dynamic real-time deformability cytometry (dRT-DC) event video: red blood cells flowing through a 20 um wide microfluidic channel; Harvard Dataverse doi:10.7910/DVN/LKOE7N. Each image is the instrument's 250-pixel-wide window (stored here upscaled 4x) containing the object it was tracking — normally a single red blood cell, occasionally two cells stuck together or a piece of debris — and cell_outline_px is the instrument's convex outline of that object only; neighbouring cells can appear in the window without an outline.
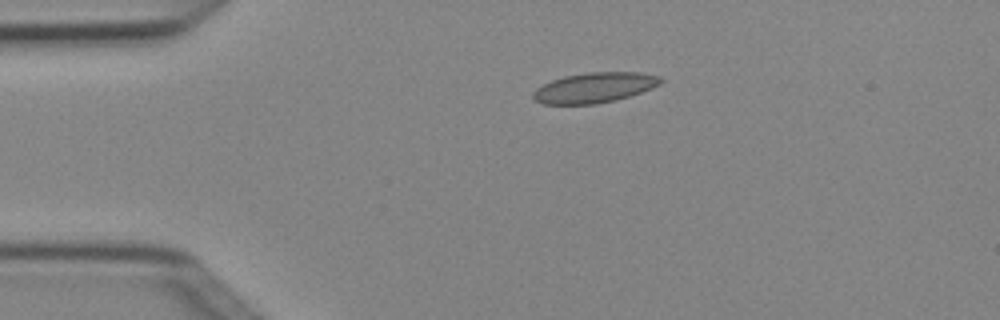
{"species": "Egyptian fruit bat (a non-hibernating species)", "species_latin": "Rousettus aegyptiacus", "temperature_condition": "cold", "stored_images_in_passage": 5, "segment_of_instrument_passage": [1, 2], "camera_frame_rate_fps": 3000, "um_per_image_px": 0.085, "animal": {"sex": "female"}, "frame": {"image": 1, "passage_image": 3, "time_ms": 0.667, "image_size_px": [1000, 320], "cell_outline_px": [[664, 80], [660, 84], [652, 88], [616, 100], [596, 104], [544, 104], [536, 100], [532, 96], [532, 92], [536, 88], [552, 80], [564, 76], [588, 72], [644, 72], [660, 76]], "centroid_in_image_um": [50.55, 7.44], "position_along_channel_um": 34.5, "area_um2": 22.48}}